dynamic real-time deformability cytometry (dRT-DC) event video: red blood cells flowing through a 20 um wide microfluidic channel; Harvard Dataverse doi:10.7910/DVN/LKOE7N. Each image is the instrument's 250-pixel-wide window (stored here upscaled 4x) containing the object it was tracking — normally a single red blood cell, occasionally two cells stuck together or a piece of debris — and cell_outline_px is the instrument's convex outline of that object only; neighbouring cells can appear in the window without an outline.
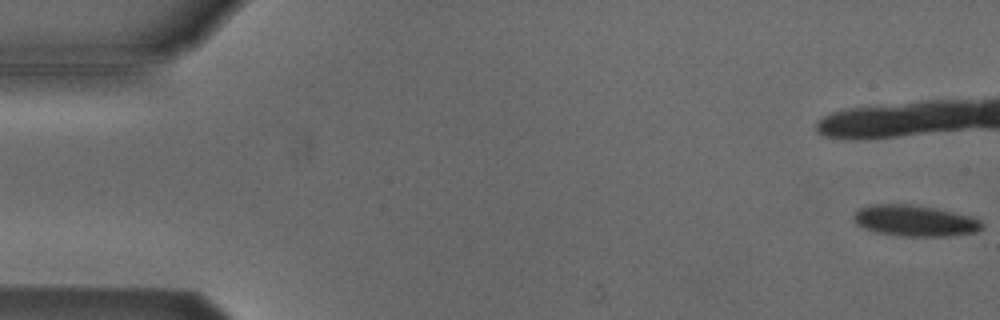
{"species": "Egyptian fruit bat (a non-hibernating species)", "species_latin": "Rousettus aegyptiacus", "temperature_condition": "cold", "stored_images_in_passage": 9, "camera_frame_rate_fps": 3000, "um_per_image_px": 0.085, "animal": {"sex": "male"}, "frame": {"image": 1, "passage_image": 1, "time_ms": 0.0, "image_size_px": [1000, 320], "cell_outline_px": [[984, 228], [976, 232], [948, 236], [908, 236], [876, 232], [864, 228], [856, 224], [852, 220], [852, 216], [856, 208], [868, 204], [912, 204], [936, 208], [972, 216], [980, 220], [984, 224]], "centroid_in_image_um": [77.74, 18.74], "position_along_channel_um": 7.3, "area_um2": 23.64}}